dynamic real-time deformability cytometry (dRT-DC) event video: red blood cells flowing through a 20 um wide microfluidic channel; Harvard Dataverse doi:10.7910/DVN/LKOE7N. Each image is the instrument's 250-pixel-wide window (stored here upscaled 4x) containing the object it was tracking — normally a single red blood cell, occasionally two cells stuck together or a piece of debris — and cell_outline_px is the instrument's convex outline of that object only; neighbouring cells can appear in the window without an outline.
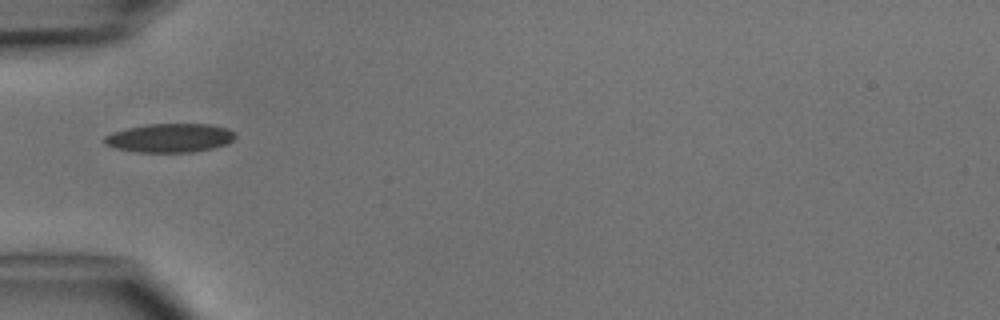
{"species": "common noctule bat (a hibernating species)", "species_latin": "Nyctalus noctula", "temperature_condition": "cold", "stored_images_in_passage": 5, "camera_frame_rate_fps": 3000, "um_per_image_px": 0.085, "animal": {"sex": "male", "body_mass_g": 15.6}, "frame": {"image": 1, "passage_image": 4, "time_ms": 4.333, "image_size_px": [1000, 320], "cell_outline_px": [[236, 136], [232, 140], [224, 144], [212, 148], [192, 152], [136, 152], [116, 148], [104, 144], [104, 136], [112, 132], [128, 128], [148, 124], [208, 124], [228, 128], [236, 132]], "centroid_in_image_um": [14.43, 11.72], "position_along_channel_um": 70.6, "area_um2": 21.91}}